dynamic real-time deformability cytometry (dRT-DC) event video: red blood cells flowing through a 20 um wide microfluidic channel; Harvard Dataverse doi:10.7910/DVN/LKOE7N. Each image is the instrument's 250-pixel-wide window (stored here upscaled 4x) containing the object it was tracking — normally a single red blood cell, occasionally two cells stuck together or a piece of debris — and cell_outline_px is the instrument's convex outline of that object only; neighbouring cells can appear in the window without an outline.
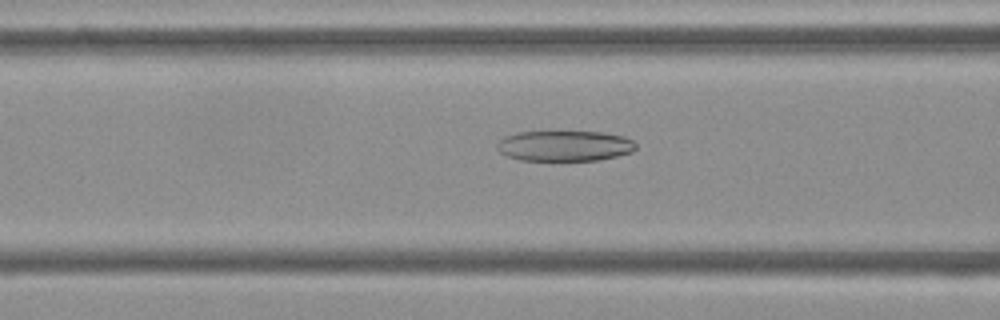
{"species": "Egyptian fruit bat (a non-hibernating species)", "species_latin": "Rousettus aegyptiacus", "temperature_condition": "cold", "stored_images_in_passage": 46, "camera_frame_rate_fps": 3000, "um_per_image_px": 0.085, "frame": {"image": 1, "passage_image": 13, "time_ms": 4.0, "image_size_px": [1000, 320], "cell_outline_px": [[636, 148], [632, 152], [600, 160], [520, 160], [508, 156], [500, 152], [496, 148], [496, 144], [504, 136], [516, 132], [604, 132], [624, 136], [632, 140], [636, 144]], "centroid_in_image_um": [47.99, 12.39], "position_along_channel_um": 118.6, "area_um2": 24.74}}
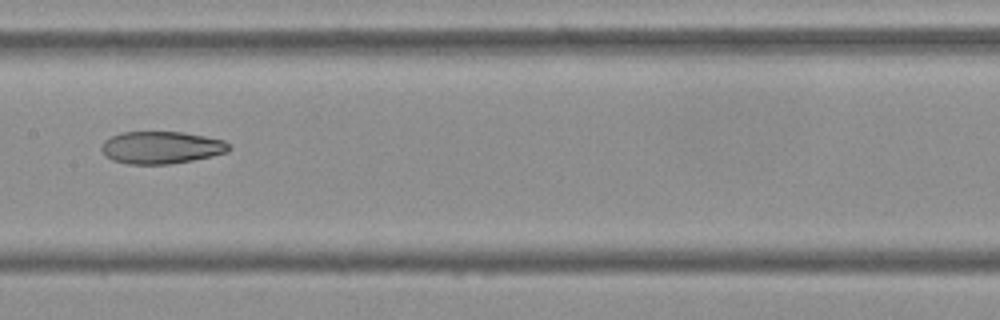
{"frame": {"image": 2, "passage_image": 19, "time_ms": 6.0, "image_size_px": [1000, 320], "cell_outline_px": [[232, 148], [228, 152], [212, 156], [192, 160], [168, 164], [128, 164], [112, 160], [104, 156], [100, 148], [104, 140], [120, 132], [184, 132], [224, 140], [232, 144]], "centroid_in_image_um": [13.72, 12.54], "position_along_channel_um": 193.7, "area_um2": 24.28}}
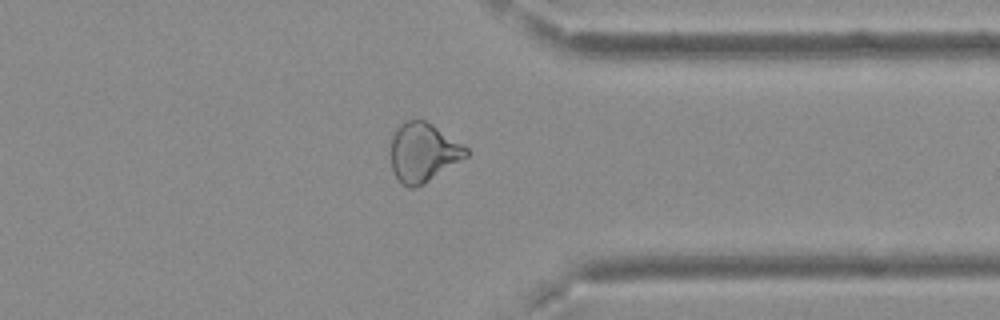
{"frame": {"image": 3, "passage_image": 34, "time_ms": 11.0, "image_size_px": [1000, 320], "cell_outline_px": [[468, 156], [424, 184], [416, 188], [408, 188], [400, 184], [392, 168], [392, 136], [396, 128], [404, 120], [424, 120], [468, 148]], "centroid_in_image_um": [35.95, 12.98], "position_along_channel_um": 375.4, "area_um2": 25.66}, "authors_computed_cell_mechanics": {"area_um2": 26.3568, "velocity_mm_per_s": 3.7322, "shape_relaxation_time_tau1_ms": null, "shape_relaxation_time_tau2_ms": 2.8302, "deformation_change_tau1": null, "deformation_change_tau2": 0.101}}